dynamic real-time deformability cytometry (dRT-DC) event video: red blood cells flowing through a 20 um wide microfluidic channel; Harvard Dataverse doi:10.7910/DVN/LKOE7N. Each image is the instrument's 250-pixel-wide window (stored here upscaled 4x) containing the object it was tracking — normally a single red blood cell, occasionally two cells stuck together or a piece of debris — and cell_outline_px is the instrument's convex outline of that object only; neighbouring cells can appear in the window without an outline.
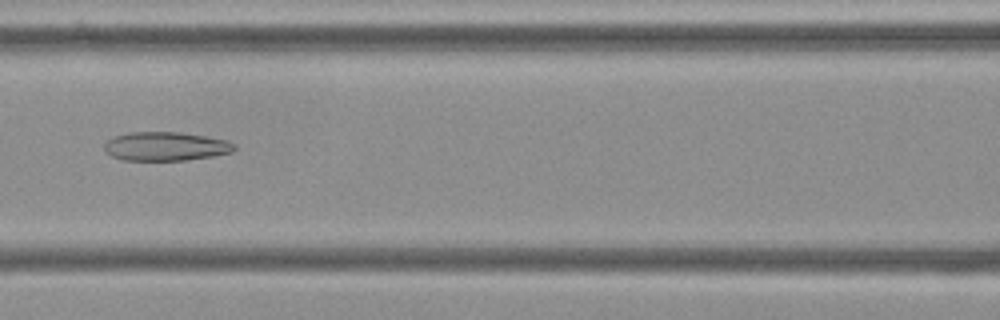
{"species": "Egyptian fruit bat (a non-hibernating species)", "species_latin": "Rousettus aegyptiacus", "temperature_condition": "cold", "stored_images_in_passage": 55, "camera_frame_rate_fps": 3000, "um_per_image_px": 0.085, "frame": {"image": 1, "passage_image": 24, "time_ms": 7.667, "image_size_px": [1000, 320], "cell_outline_px": [[236, 148], [232, 152], [212, 156], [184, 160], [124, 160], [112, 156], [104, 148], [104, 144], [108, 140], [116, 136], [128, 132], [180, 132], [228, 140], [236, 144]], "centroid_in_image_um": [14.11, 12.43], "position_along_channel_um": 152.5, "area_um2": 21.73}}
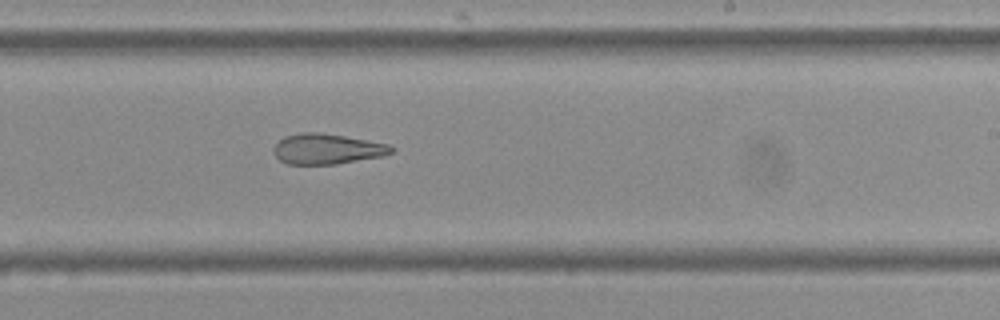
{"frame": {"image": 2, "passage_image": 33, "time_ms": 10.667, "image_size_px": [1000, 320], "cell_outline_px": [[396, 152], [384, 156], [336, 164], [288, 164], [280, 160], [272, 152], [272, 148], [284, 136], [304, 132], [320, 132], [344, 136], [388, 144], [396, 148]], "centroid_in_image_um": [27.83, 12.66], "position_along_channel_um": 261.2, "area_um2": 20.98}}
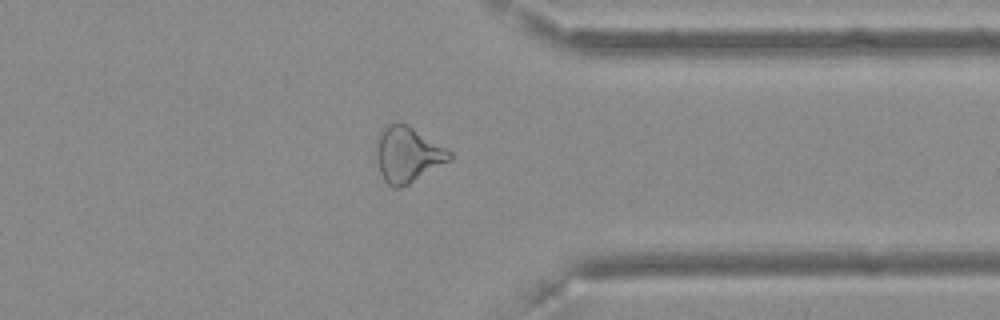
{"frame": {"image": 3, "passage_image": 43, "time_ms": 14.0, "image_size_px": [1000, 320], "cell_outline_px": [[452, 160], [408, 184], [400, 188], [392, 188], [384, 180], [380, 172], [376, 160], [376, 148], [380, 132], [388, 124], [404, 124], [412, 128], [452, 152]], "centroid_in_image_um": [34.64, 13.18], "position_along_channel_um": 376.8, "area_um2": 23.29}, "authors_computed_cell_mechanics": {"area_um2": 25.4898, "velocity_mm_per_s": 3.6332, "shape_relaxation_time_tau1_ms": null, "shape_relaxation_time_tau2_ms": 5.1407, "deformation_change_tau1": null, "deformation_change_tau2": 0.166}}